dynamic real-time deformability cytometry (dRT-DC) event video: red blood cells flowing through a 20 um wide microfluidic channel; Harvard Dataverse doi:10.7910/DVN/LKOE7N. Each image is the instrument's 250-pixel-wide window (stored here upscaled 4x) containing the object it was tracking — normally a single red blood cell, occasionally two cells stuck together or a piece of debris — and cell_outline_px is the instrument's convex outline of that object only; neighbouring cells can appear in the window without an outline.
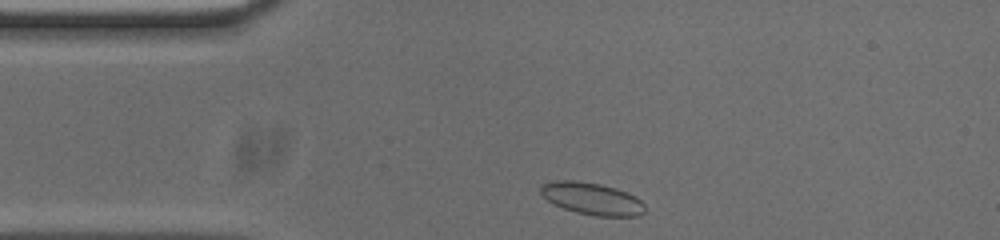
{"species": "common noctule bat (a hibernating species)", "species_latin": "Nyctalus noctula", "temperature_condition": "cold", "stored_images_in_passage": 33, "camera_frame_rate_fps": 3000, "um_per_image_px": 0.085, "animal": {"sex": "male", "body_mass_g": 20.0, "forearm_length_mm": 53.3}, "frame": {"image": 1, "passage_image": 1, "time_ms": 0.0, "image_size_px": [1000, 240], "cell_outline_px": [[644, 212], [640, 216], [596, 216], [576, 212], [552, 204], [540, 192], [540, 184], [552, 180], [572, 180], [600, 184], [616, 188], [628, 192], [636, 196], [644, 204]], "centroid_in_image_um": [50.31, 16.88], "position_along_channel_um": 34.7, "area_um2": 19.65}}
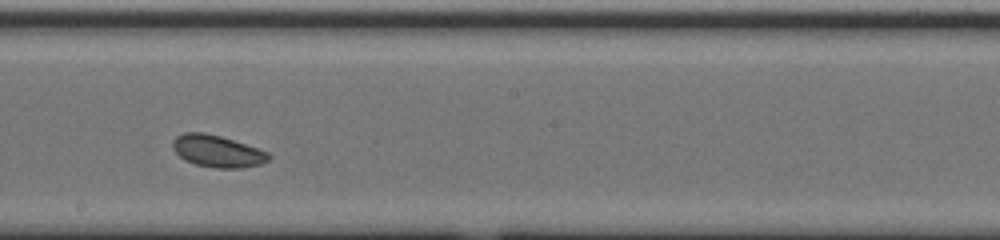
{"frame": {"image": 2, "passage_image": 19, "time_ms": 6.0, "image_size_px": [1000, 240], "cell_outline_px": [[272, 156], [268, 160], [260, 164], [240, 168], [216, 168], [196, 164], [184, 160], [172, 148], [172, 140], [176, 136], [184, 132], [204, 132], [220, 136], [268, 152]], "centroid_in_image_um": [18.44, 12.85], "position_along_channel_um": 229.8, "area_um2": 17.74}}
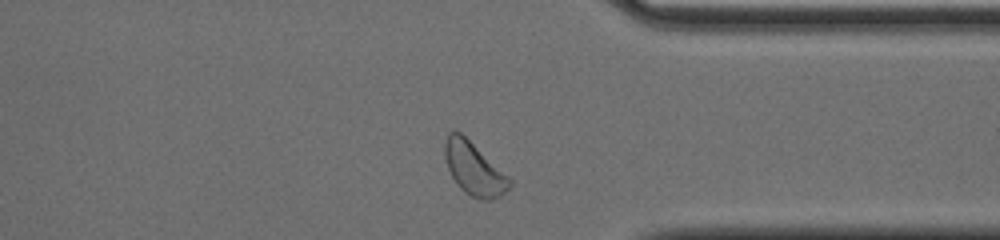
{"frame": {"image": 3, "passage_image": 31, "time_ms": 10.0, "image_size_px": [1000, 240], "cell_outline_px": [[512, 184], [500, 196], [492, 200], [480, 200], [464, 192], [456, 184], [448, 168], [444, 156], [444, 144], [448, 132], [460, 132], [508, 176], [512, 180]], "centroid_in_image_um": [40.27, 14.36], "position_along_channel_um": 371.1, "area_um2": 19.65}}